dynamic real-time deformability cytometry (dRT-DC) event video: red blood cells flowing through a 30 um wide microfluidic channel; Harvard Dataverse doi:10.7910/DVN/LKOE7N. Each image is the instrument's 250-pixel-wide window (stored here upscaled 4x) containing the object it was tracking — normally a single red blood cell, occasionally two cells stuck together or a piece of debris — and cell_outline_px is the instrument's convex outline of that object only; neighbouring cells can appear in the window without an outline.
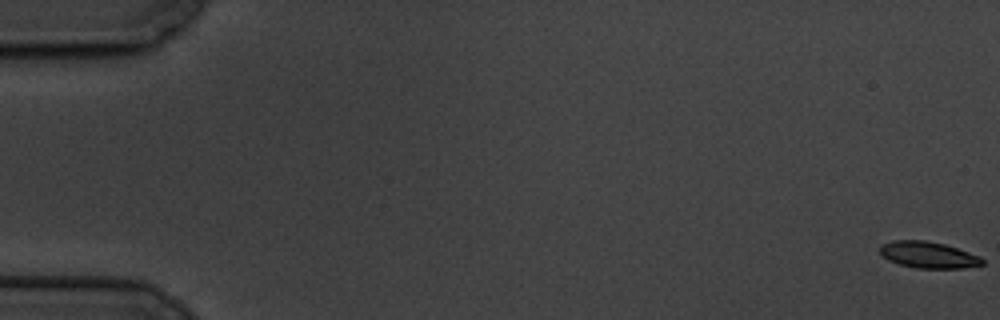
{"species": "common noctule bat (a hibernating species)", "species_latin": "Nyctalus noctula", "temperature_condition": "cold", "stored_images_in_passage": 6, "camera_frame_rate_fps": 3000, "um_per_image_px": 0.085, "animal": {"sex": "male", "body_mass_g": 19.5, "forearm_length_mm": 54.6}, "frame": {"image": 1, "passage_image": 1, "time_ms": 0.0, "image_size_px": [1000, 320], "cell_outline_px": [[984, 264], [964, 268], [916, 268], [900, 264], [888, 260], [880, 252], [880, 244], [892, 240], [924, 240], [944, 244], [980, 256], [984, 260]], "centroid_in_image_um": [78.9, 21.66], "position_along_channel_um": 6.1, "area_um2": 15.72}}
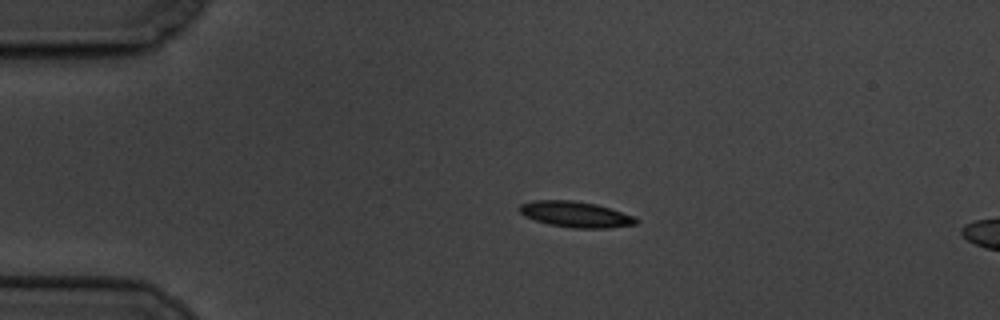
{"frame": {"image": 2, "passage_image": 4, "time_ms": 4.333, "image_size_px": [1000, 320], "cell_outline_px": [[640, 220], [636, 224], [608, 228], [572, 228], [548, 224], [524, 216], [516, 208], [520, 204], [532, 200], [572, 200], [596, 204], [636, 216]], "centroid_in_image_um": [48.92, 18.21], "position_along_channel_um": 36.1, "area_um2": 17.74}}